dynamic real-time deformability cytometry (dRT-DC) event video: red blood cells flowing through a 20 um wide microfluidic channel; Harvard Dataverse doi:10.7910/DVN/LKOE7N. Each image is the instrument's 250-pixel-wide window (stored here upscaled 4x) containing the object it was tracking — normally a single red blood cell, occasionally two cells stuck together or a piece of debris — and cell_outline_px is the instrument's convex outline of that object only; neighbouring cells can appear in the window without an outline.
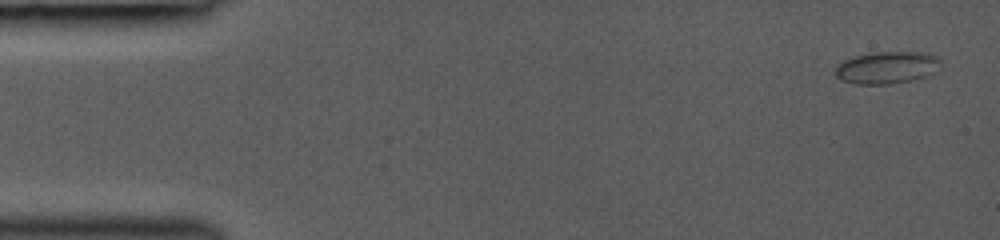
{"species": "common noctule bat (a hibernating species)", "species_latin": "Nyctalus noctula", "temperature_condition": "room temperature", "stored_images_in_passage": 11, "camera_frame_rate_fps": 3000, "um_per_image_px": 0.085, "animal": {"sex": "female", "body_mass_g": 19.0, "forearm_length_mm": 53.3}, "frame": {"image": 1, "passage_image": 1, "time_ms": 0.0, "image_size_px": [1000, 240], "cell_outline_px": [[940, 64], [936, 72], [912, 80], [888, 84], [856, 84], [840, 80], [836, 76], [836, 64], [852, 56], [876, 52], [928, 52], [940, 56]], "centroid_in_image_um": [75.4, 5.73], "position_along_channel_um": 9.6, "area_um2": 20.0}}
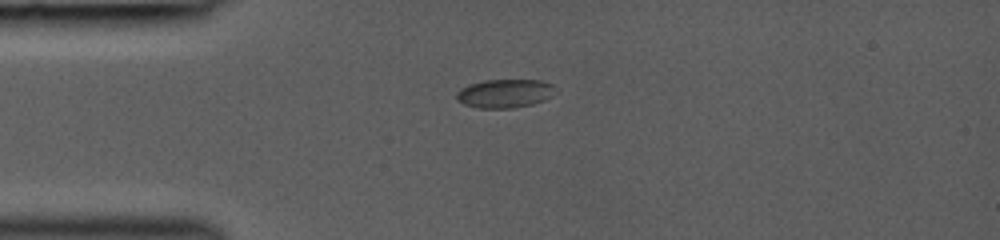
{"frame": {"image": 2, "passage_image": 8, "time_ms": 3.333, "image_size_px": [1000, 240], "cell_outline_px": [[552, 96], [544, 100], [532, 104], [512, 108], [476, 108], [464, 104], [456, 100], [456, 92], [460, 88], [468, 84], [484, 80], [540, 80], [552, 84]], "centroid_in_image_um": [42.83, 7.94], "position_along_channel_um": 42.2, "area_um2": 16.47}}
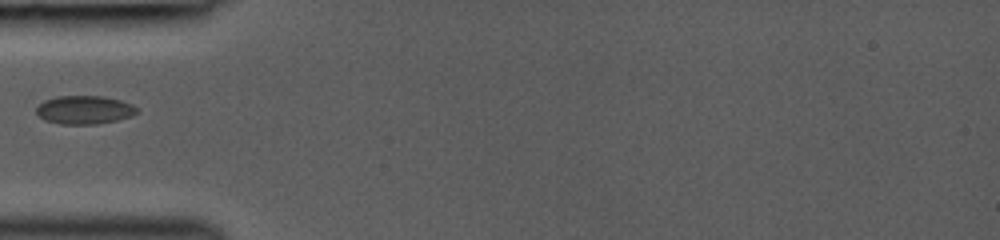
{"frame": {"image": 3, "passage_image": 10, "time_ms": 4.667, "image_size_px": [1000, 240], "cell_outline_px": [[136, 112], [132, 116], [116, 120], [96, 124], [60, 124], [44, 120], [36, 112], [36, 108], [44, 100], [56, 96], [104, 96], [120, 100], [132, 104], [136, 108]], "centroid_in_image_um": [7.15, 9.33], "position_along_channel_um": 77.8, "area_um2": 16.59}}